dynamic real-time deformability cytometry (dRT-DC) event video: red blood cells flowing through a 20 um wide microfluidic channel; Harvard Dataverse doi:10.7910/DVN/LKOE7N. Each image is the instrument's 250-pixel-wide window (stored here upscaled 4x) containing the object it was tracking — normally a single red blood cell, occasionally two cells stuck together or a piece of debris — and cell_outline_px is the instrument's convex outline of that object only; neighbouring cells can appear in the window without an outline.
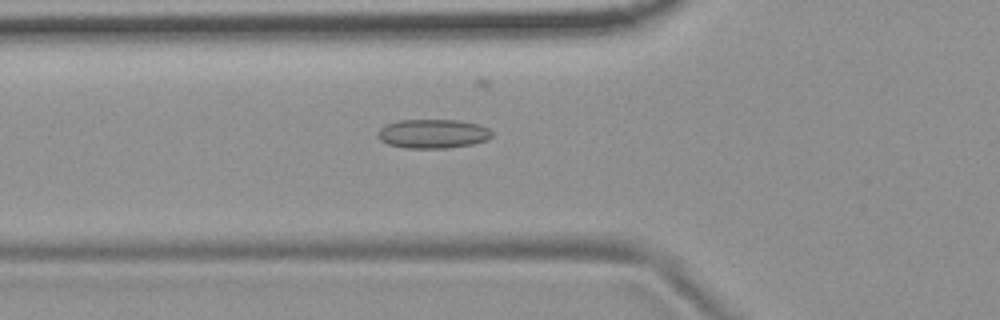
{"species": "common noctule bat (a hibernating species)", "species_latin": "Nyctalus noctula", "temperature_condition": "room temperature", "stored_images_in_passage": 55, "camera_frame_rate_fps": 3000, "um_per_image_px": 0.085, "animal": {"sex": "female", "body_mass_g": 19.9}, "frame": {"image": 1, "passage_image": 20, "time_ms": 6.333, "image_size_px": [1000, 320], "cell_outline_px": [[492, 136], [488, 140], [472, 144], [448, 148], [404, 148], [388, 144], [380, 140], [376, 136], [376, 132], [384, 124], [400, 120], [456, 120], [476, 124], [488, 128], [492, 132]], "centroid_in_image_um": [36.75, 11.37], "position_along_channel_um": 89.1, "area_um2": 19.48}}
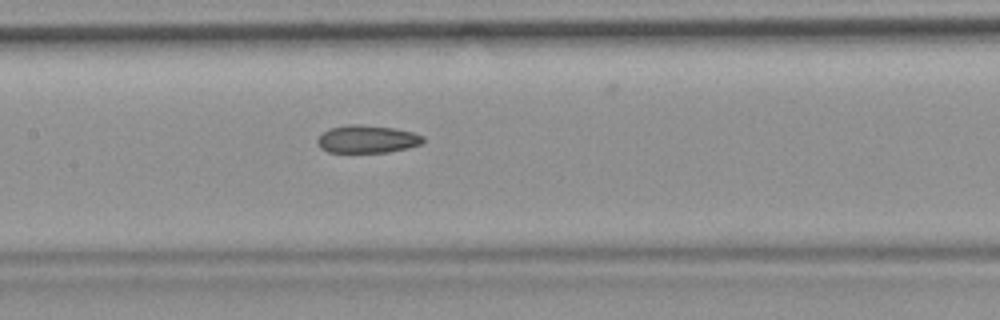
{"frame": {"image": 2, "passage_image": 27, "time_ms": 8.667, "image_size_px": [1000, 320], "cell_outline_px": [[424, 140], [420, 144], [408, 148], [388, 152], [328, 152], [320, 148], [316, 140], [328, 128], [348, 124], [360, 124], [396, 128], [412, 132], [424, 136]], "centroid_in_image_um": [31.2, 11.82], "position_along_channel_um": 176.2, "area_um2": 17.17}}
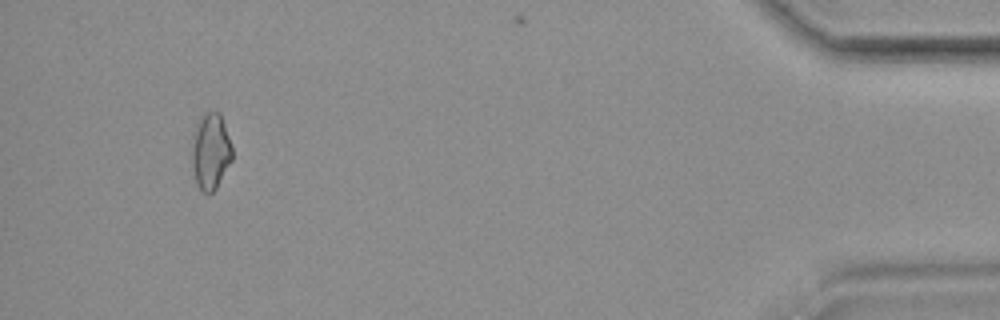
{"frame": {"image": 3, "passage_image": 52, "time_ms": 17.0, "image_size_px": [1000, 320], "cell_outline_px": [[232, 160], [216, 188], [208, 196], [196, 184], [192, 164], [192, 132], [200, 116], [208, 112], [220, 112], [232, 144]], "centroid_in_image_um": [17.9, 12.85], "position_along_channel_um": 417.3, "area_um2": 18.15}, "authors_computed_cell_mechanics": {"area_um2": 17.8024, "velocity_mm_per_s": 3.7262, "shape_relaxation_time_tau1_ms": null, "shape_relaxation_time_tau2_ms": 4.5282, "deformation_change_tau1": null, "deformation_change_tau2": 0.1184}}